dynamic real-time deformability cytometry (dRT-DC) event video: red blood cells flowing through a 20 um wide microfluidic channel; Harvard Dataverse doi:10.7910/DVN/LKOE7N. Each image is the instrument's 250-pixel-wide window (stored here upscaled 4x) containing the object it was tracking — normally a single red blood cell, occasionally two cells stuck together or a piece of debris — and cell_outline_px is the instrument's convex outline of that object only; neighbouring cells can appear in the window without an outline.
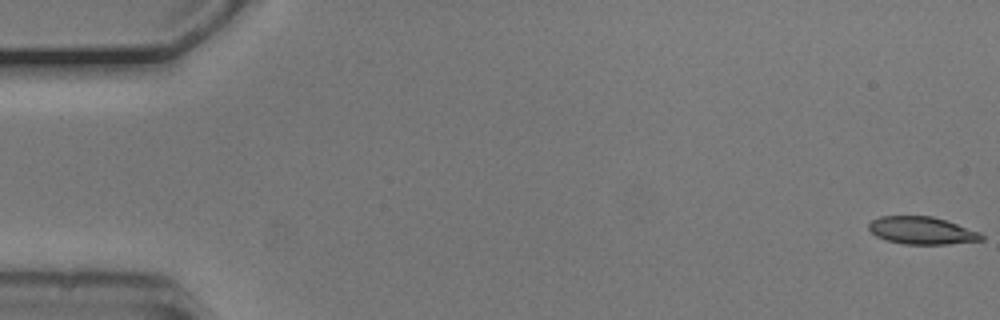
{"species": "common noctule bat (a hibernating species)", "species_latin": "Nyctalus noctula", "temperature_condition": "cold", "stored_images_in_passage": 54, "camera_frame_rate_fps": 3000, "um_per_image_px": 0.085, "animal": {"sex": "male", "body_mass_g": 20.5, "forearm_length_mm": 52.5}, "frame": {"image": 1, "passage_image": 1, "time_ms": 0.0, "image_size_px": [1000, 320], "cell_outline_px": [[984, 240], [948, 244], [904, 244], [884, 240], [876, 236], [868, 228], [868, 224], [872, 220], [880, 216], [932, 216], [980, 232], [984, 236]], "centroid_in_image_um": [78.34, 19.6], "position_along_channel_um": 6.7, "area_um2": 18.03}}
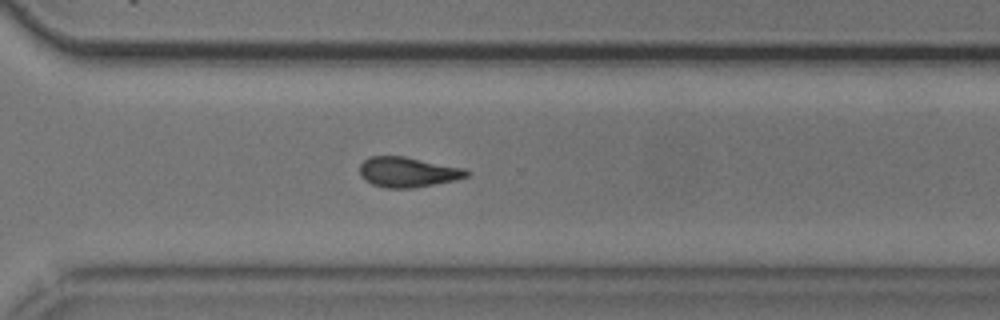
{"frame": {"image": 2, "passage_image": 39, "time_ms": 12.667, "image_size_px": [1000, 320], "cell_outline_px": [[472, 172], [468, 176], [456, 180], [436, 184], [412, 188], [384, 188], [372, 184], [364, 180], [360, 176], [360, 164], [364, 160], [372, 156], [404, 156], [464, 168]], "centroid_in_image_um": [34.67, 14.63], "position_along_channel_um": 335.9, "area_um2": 18.9}}
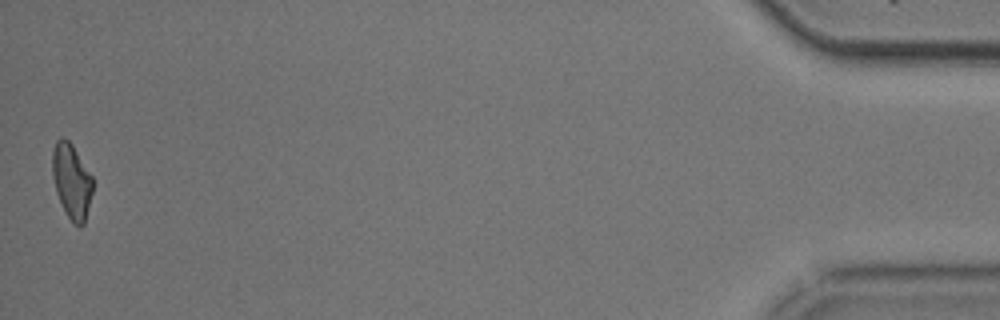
{"frame": {"image": 3, "passage_image": 54, "time_ms": 17.667, "image_size_px": [1000, 320], "cell_outline_px": [[92, 192], [84, 224], [80, 228], [72, 224], [56, 192], [52, 176], [52, 152], [56, 140], [60, 136], [64, 136], [72, 144], [92, 176]], "centroid_in_image_um": [6.07, 15.38], "position_along_channel_um": 429.1, "area_um2": 17.63}, "authors_computed_cell_mechanics": {"area_um2": 18.8717, "velocity_mm_per_s": 3.7397, "shape_relaxation_time_tau1_ms": 7.1884, "shape_relaxation_time_tau2_ms": 6.0678, "deformation_change_tau1": 0.1718, "deformation_change_tau2": 0.1414}}